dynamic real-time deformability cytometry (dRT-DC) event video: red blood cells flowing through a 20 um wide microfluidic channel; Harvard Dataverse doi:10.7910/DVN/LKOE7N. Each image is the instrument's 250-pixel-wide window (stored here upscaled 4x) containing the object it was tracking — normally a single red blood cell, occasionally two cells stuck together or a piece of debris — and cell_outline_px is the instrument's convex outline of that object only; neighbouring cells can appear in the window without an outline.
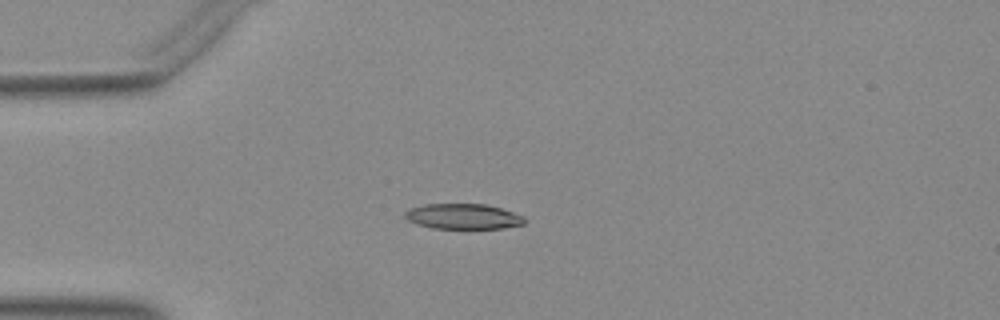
{"species": "Egyptian fruit bat (a non-hibernating species)", "species_latin": "Rousettus aegyptiacus", "temperature_condition": "warm", "stored_images_in_passage": 39, "camera_frame_rate_fps": 3000, "um_per_image_px": 0.085, "animal": {"sex": "female"}, "frame": {"image": 1, "passage_image": 1, "time_ms": 0.0, "image_size_px": [1000, 320], "cell_outline_px": [[524, 224], [504, 228], [432, 228], [408, 220], [404, 216], [404, 212], [412, 208], [424, 204], [484, 204], [500, 208], [524, 216]], "centroid_in_image_um": [39.37, 18.39], "position_along_channel_um": 45.6, "area_um2": 17.4}}
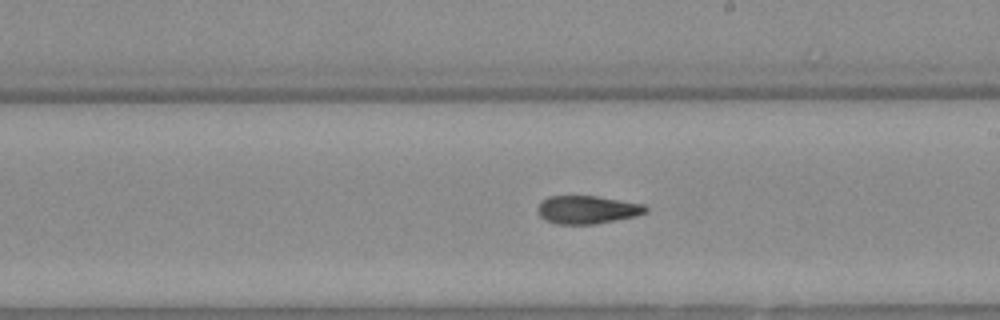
{"frame": {"image": 2, "passage_image": 17, "time_ms": 5.333, "image_size_px": [1000, 320], "cell_outline_px": [[648, 208], [644, 212], [636, 216], [592, 224], [556, 224], [544, 220], [540, 216], [540, 200], [548, 196], [596, 196], [644, 204]], "centroid_in_image_um": [49.9, 17.82], "position_along_channel_um": 239.1, "area_um2": 17.46}}
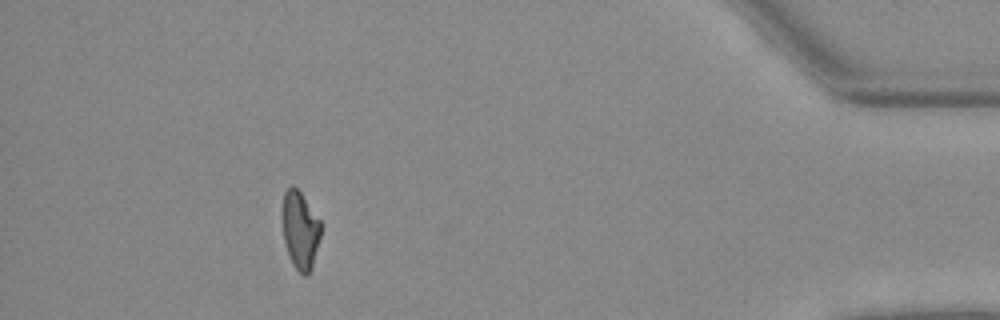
{"frame": {"image": 3, "passage_image": 34, "time_ms": 11.0, "image_size_px": [1000, 320], "cell_outline_px": [[320, 236], [312, 268], [304, 276], [292, 264], [284, 240], [280, 216], [284, 192], [292, 184], [300, 192], [320, 220]], "centroid_in_image_um": [25.48, 19.52], "position_along_channel_um": 409.7, "area_um2": 17.46}}